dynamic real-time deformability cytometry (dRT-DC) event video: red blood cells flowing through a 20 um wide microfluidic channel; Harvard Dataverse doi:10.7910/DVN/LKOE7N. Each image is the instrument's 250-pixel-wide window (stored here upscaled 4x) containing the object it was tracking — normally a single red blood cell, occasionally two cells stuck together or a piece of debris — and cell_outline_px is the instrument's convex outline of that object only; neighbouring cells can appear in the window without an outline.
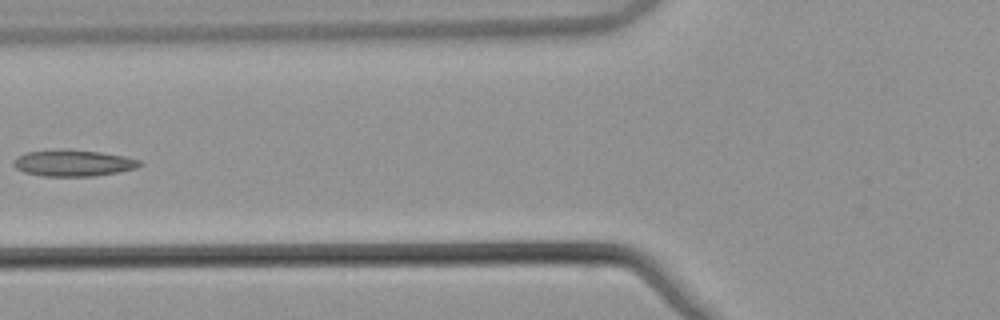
{"species": "common noctule bat (a hibernating species)", "species_latin": "Nyctalus noctula", "temperature_condition": "warm", "stored_images_in_passage": 6, "camera_frame_rate_fps": 3000, "um_per_image_px": 0.085, "animal": {"sex": "male", "body_mass_g": 21.5, "forearm_length_mm": 52.0}, "frame": {"image": 1, "passage_image": 6, "time_ms": 1.667, "image_size_px": [1000, 320], "cell_outline_px": [[144, 164], [136, 168], [116, 172], [92, 176], [44, 176], [24, 172], [16, 168], [12, 164], [16, 156], [28, 152], [100, 152], [124, 156], [140, 160]], "centroid_in_image_um": [6.26, 13.9], "position_along_channel_um": 119.5, "area_um2": 18.44}}